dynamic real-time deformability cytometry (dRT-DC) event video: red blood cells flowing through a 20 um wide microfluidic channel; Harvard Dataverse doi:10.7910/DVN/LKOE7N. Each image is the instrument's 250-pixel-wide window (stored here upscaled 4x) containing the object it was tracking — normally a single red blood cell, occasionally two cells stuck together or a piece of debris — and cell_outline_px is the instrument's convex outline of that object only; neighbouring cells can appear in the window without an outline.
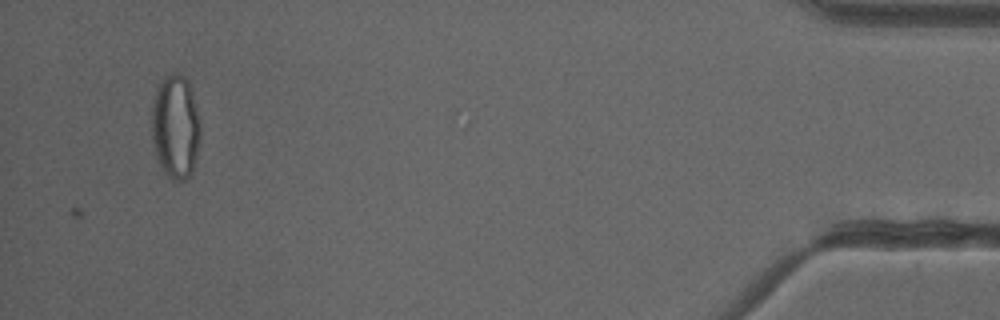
{"species": "common noctule bat (a hibernating species)", "species_latin": "Nyctalus noctula", "temperature_condition": "cold", "stored_images_in_passage": 49, "camera_frame_rate_fps": 3000, "um_per_image_px": 0.085, "animal": {"sex": "female"}, "frame": {"image": 1, "passage_image": 49, "time_ms": 16.0, "image_size_px": [1000, 320], "cell_outline_px": [[200, 140], [192, 172], [184, 180], [176, 184], [160, 168], [152, 144], [152, 96], [160, 80], [164, 76], [172, 72], [180, 72], [188, 80], [192, 92], [200, 120]], "centroid_in_image_um": [14.9, 10.76], "position_along_channel_um": 420.3, "area_um2": 30.29}, "authors_computed_cell_mechanics": {"area_um2": 22.7154, "velocity_mm_per_s": 3.9892, "shape_relaxation_time_tau1_ms": null, "shape_relaxation_time_tau2_ms": 1.3833, "deformation_change_tau1": null, "deformation_change_tau2": 0.0556}}